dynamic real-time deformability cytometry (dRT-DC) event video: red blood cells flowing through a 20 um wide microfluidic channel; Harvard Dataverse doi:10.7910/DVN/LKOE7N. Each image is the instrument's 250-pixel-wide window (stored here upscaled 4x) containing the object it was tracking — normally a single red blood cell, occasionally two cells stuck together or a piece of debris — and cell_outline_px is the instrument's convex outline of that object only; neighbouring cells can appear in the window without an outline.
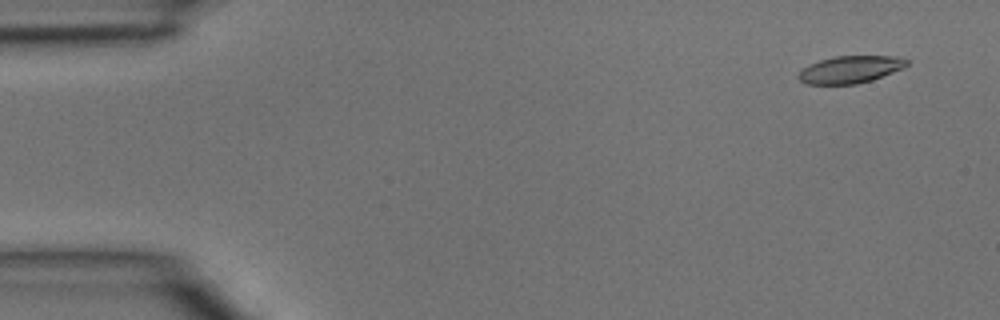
{"species": "common noctule bat (a hibernating species)", "species_latin": "Nyctalus noctula", "temperature_condition": "room temperature", "stored_images_in_passage": 5, "segment_of_instrument_passage": [1, 2], "camera_frame_rate_fps": 3000, "um_per_image_px": 0.085, "animal": {"sex": "male", "body_mass_g": 15.6}, "frame": {"image": 1, "passage_image": 1, "time_ms": 0.0, "image_size_px": [1000, 320], "cell_outline_px": [[908, 64], [904, 68], [872, 80], [856, 84], [804, 84], [796, 76], [808, 64], [832, 56], [896, 56], [908, 60]], "centroid_in_image_um": [72.26, 5.9], "position_along_channel_um": 12.7, "area_um2": 17.28}}